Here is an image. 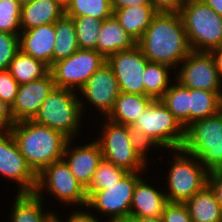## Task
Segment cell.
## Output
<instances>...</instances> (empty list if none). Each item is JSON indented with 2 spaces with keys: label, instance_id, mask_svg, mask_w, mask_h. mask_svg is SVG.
Returning <instances> with one entry per match:
<instances>
[{
  "label": "cell",
  "instance_id": "277c9868",
  "mask_svg": "<svg viewBox=\"0 0 222 222\" xmlns=\"http://www.w3.org/2000/svg\"><path fill=\"white\" fill-rule=\"evenodd\" d=\"M182 149L199 158L208 172L222 169V110L187 126Z\"/></svg>",
  "mask_w": 222,
  "mask_h": 222
},
{
  "label": "cell",
  "instance_id": "30bf717a",
  "mask_svg": "<svg viewBox=\"0 0 222 222\" xmlns=\"http://www.w3.org/2000/svg\"><path fill=\"white\" fill-rule=\"evenodd\" d=\"M140 179L139 172H128L115 185L108 186V189L94 191L88 197L86 207L108 214L110 220L129 219L132 196Z\"/></svg>",
  "mask_w": 222,
  "mask_h": 222
},
{
  "label": "cell",
  "instance_id": "4dcf8cb0",
  "mask_svg": "<svg viewBox=\"0 0 222 222\" xmlns=\"http://www.w3.org/2000/svg\"><path fill=\"white\" fill-rule=\"evenodd\" d=\"M65 15L105 20L113 15L111 0H69L65 5Z\"/></svg>",
  "mask_w": 222,
  "mask_h": 222
},
{
  "label": "cell",
  "instance_id": "ffe728a7",
  "mask_svg": "<svg viewBox=\"0 0 222 222\" xmlns=\"http://www.w3.org/2000/svg\"><path fill=\"white\" fill-rule=\"evenodd\" d=\"M65 14V6L58 0H33L22 5L21 31L55 23Z\"/></svg>",
  "mask_w": 222,
  "mask_h": 222
},
{
  "label": "cell",
  "instance_id": "83f0119b",
  "mask_svg": "<svg viewBox=\"0 0 222 222\" xmlns=\"http://www.w3.org/2000/svg\"><path fill=\"white\" fill-rule=\"evenodd\" d=\"M50 68L42 61L18 50L11 61L8 71L19 85L44 77Z\"/></svg>",
  "mask_w": 222,
  "mask_h": 222
},
{
  "label": "cell",
  "instance_id": "2e32d148",
  "mask_svg": "<svg viewBox=\"0 0 222 222\" xmlns=\"http://www.w3.org/2000/svg\"><path fill=\"white\" fill-rule=\"evenodd\" d=\"M54 87L50 71L40 79L19 85L16 100L11 107L15 123L33 120Z\"/></svg>",
  "mask_w": 222,
  "mask_h": 222
},
{
  "label": "cell",
  "instance_id": "ac0fdd59",
  "mask_svg": "<svg viewBox=\"0 0 222 222\" xmlns=\"http://www.w3.org/2000/svg\"><path fill=\"white\" fill-rule=\"evenodd\" d=\"M20 32L19 50L42 61L50 68L55 45V23Z\"/></svg>",
  "mask_w": 222,
  "mask_h": 222
},
{
  "label": "cell",
  "instance_id": "f6af8a7d",
  "mask_svg": "<svg viewBox=\"0 0 222 222\" xmlns=\"http://www.w3.org/2000/svg\"><path fill=\"white\" fill-rule=\"evenodd\" d=\"M222 17V0H202Z\"/></svg>",
  "mask_w": 222,
  "mask_h": 222
},
{
  "label": "cell",
  "instance_id": "7c38bea8",
  "mask_svg": "<svg viewBox=\"0 0 222 222\" xmlns=\"http://www.w3.org/2000/svg\"><path fill=\"white\" fill-rule=\"evenodd\" d=\"M107 63L113 69L120 92L144 95L143 72L148 59L138 45L110 55Z\"/></svg>",
  "mask_w": 222,
  "mask_h": 222
},
{
  "label": "cell",
  "instance_id": "4316f807",
  "mask_svg": "<svg viewBox=\"0 0 222 222\" xmlns=\"http://www.w3.org/2000/svg\"><path fill=\"white\" fill-rule=\"evenodd\" d=\"M222 110V92L190 89V124Z\"/></svg>",
  "mask_w": 222,
  "mask_h": 222
},
{
  "label": "cell",
  "instance_id": "8fae6325",
  "mask_svg": "<svg viewBox=\"0 0 222 222\" xmlns=\"http://www.w3.org/2000/svg\"><path fill=\"white\" fill-rule=\"evenodd\" d=\"M104 124L102 136L97 140L103 158L128 172H139L146 163L134 151L127 131V125L117 124L109 119Z\"/></svg>",
  "mask_w": 222,
  "mask_h": 222
},
{
  "label": "cell",
  "instance_id": "484cf974",
  "mask_svg": "<svg viewBox=\"0 0 222 222\" xmlns=\"http://www.w3.org/2000/svg\"><path fill=\"white\" fill-rule=\"evenodd\" d=\"M79 49L72 17L63 15L55 22V45L52 64L68 58Z\"/></svg>",
  "mask_w": 222,
  "mask_h": 222
},
{
  "label": "cell",
  "instance_id": "f546056e",
  "mask_svg": "<svg viewBox=\"0 0 222 222\" xmlns=\"http://www.w3.org/2000/svg\"><path fill=\"white\" fill-rule=\"evenodd\" d=\"M171 67L162 63L148 61L143 72L144 95L160 99L169 88Z\"/></svg>",
  "mask_w": 222,
  "mask_h": 222
},
{
  "label": "cell",
  "instance_id": "836d02e7",
  "mask_svg": "<svg viewBox=\"0 0 222 222\" xmlns=\"http://www.w3.org/2000/svg\"><path fill=\"white\" fill-rule=\"evenodd\" d=\"M21 9L16 0H0V32L20 34Z\"/></svg>",
  "mask_w": 222,
  "mask_h": 222
},
{
  "label": "cell",
  "instance_id": "681fc988",
  "mask_svg": "<svg viewBox=\"0 0 222 222\" xmlns=\"http://www.w3.org/2000/svg\"><path fill=\"white\" fill-rule=\"evenodd\" d=\"M58 1L64 6L69 2V0H58Z\"/></svg>",
  "mask_w": 222,
  "mask_h": 222
},
{
  "label": "cell",
  "instance_id": "d4e9b609",
  "mask_svg": "<svg viewBox=\"0 0 222 222\" xmlns=\"http://www.w3.org/2000/svg\"><path fill=\"white\" fill-rule=\"evenodd\" d=\"M113 16L136 41H138L150 25L157 13L154 6H135L124 9H112Z\"/></svg>",
  "mask_w": 222,
  "mask_h": 222
},
{
  "label": "cell",
  "instance_id": "7402d4cb",
  "mask_svg": "<svg viewBox=\"0 0 222 222\" xmlns=\"http://www.w3.org/2000/svg\"><path fill=\"white\" fill-rule=\"evenodd\" d=\"M153 100L148 95L121 92L116 99L113 110L106 119L108 118L117 124L132 125Z\"/></svg>",
  "mask_w": 222,
  "mask_h": 222
},
{
  "label": "cell",
  "instance_id": "52a82bcc",
  "mask_svg": "<svg viewBox=\"0 0 222 222\" xmlns=\"http://www.w3.org/2000/svg\"><path fill=\"white\" fill-rule=\"evenodd\" d=\"M132 125L151 137L162 148L174 151L183 146L185 128L160 99H154Z\"/></svg>",
  "mask_w": 222,
  "mask_h": 222
},
{
  "label": "cell",
  "instance_id": "c3c4849f",
  "mask_svg": "<svg viewBox=\"0 0 222 222\" xmlns=\"http://www.w3.org/2000/svg\"><path fill=\"white\" fill-rule=\"evenodd\" d=\"M109 222H132L130 219L127 220H109Z\"/></svg>",
  "mask_w": 222,
  "mask_h": 222
},
{
  "label": "cell",
  "instance_id": "8d00e7d4",
  "mask_svg": "<svg viewBox=\"0 0 222 222\" xmlns=\"http://www.w3.org/2000/svg\"><path fill=\"white\" fill-rule=\"evenodd\" d=\"M19 83L8 70H0V98L10 107L14 104Z\"/></svg>",
  "mask_w": 222,
  "mask_h": 222
},
{
  "label": "cell",
  "instance_id": "e0dca14e",
  "mask_svg": "<svg viewBox=\"0 0 222 222\" xmlns=\"http://www.w3.org/2000/svg\"><path fill=\"white\" fill-rule=\"evenodd\" d=\"M70 143L71 139L66 144L62 159L66 162L75 178L86 189L90 185L93 174L103 158L100 145L97 141H93L88 145L69 149Z\"/></svg>",
  "mask_w": 222,
  "mask_h": 222
},
{
  "label": "cell",
  "instance_id": "f35d334b",
  "mask_svg": "<svg viewBox=\"0 0 222 222\" xmlns=\"http://www.w3.org/2000/svg\"><path fill=\"white\" fill-rule=\"evenodd\" d=\"M208 185L214 191L217 203L222 212V169L208 172Z\"/></svg>",
  "mask_w": 222,
  "mask_h": 222
},
{
  "label": "cell",
  "instance_id": "4fadbf2b",
  "mask_svg": "<svg viewBox=\"0 0 222 222\" xmlns=\"http://www.w3.org/2000/svg\"><path fill=\"white\" fill-rule=\"evenodd\" d=\"M176 76L182 86L190 89L222 91L215 62L210 52L191 51L182 61Z\"/></svg>",
  "mask_w": 222,
  "mask_h": 222
},
{
  "label": "cell",
  "instance_id": "d590c367",
  "mask_svg": "<svg viewBox=\"0 0 222 222\" xmlns=\"http://www.w3.org/2000/svg\"><path fill=\"white\" fill-rule=\"evenodd\" d=\"M127 131L134 151L146 163V156L148 155L146 152L148 151L147 149L150 148V146H159V144L133 125H127Z\"/></svg>",
  "mask_w": 222,
  "mask_h": 222
},
{
  "label": "cell",
  "instance_id": "b9f144b4",
  "mask_svg": "<svg viewBox=\"0 0 222 222\" xmlns=\"http://www.w3.org/2000/svg\"><path fill=\"white\" fill-rule=\"evenodd\" d=\"M135 6H153L150 0H111L112 9H124Z\"/></svg>",
  "mask_w": 222,
  "mask_h": 222
},
{
  "label": "cell",
  "instance_id": "7a4b0ae2",
  "mask_svg": "<svg viewBox=\"0 0 222 222\" xmlns=\"http://www.w3.org/2000/svg\"><path fill=\"white\" fill-rule=\"evenodd\" d=\"M10 132L26 162L37 175L63 158L69 141L60 131L33 120L15 123Z\"/></svg>",
  "mask_w": 222,
  "mask_h": 222
},
{
  "label": "cell",
  "instance_id": "d6a6232c",
  "mask_svg": "<svg viewBox=\"0 0 222 222\" xmlns=\"http://www.w3.org/2000/svg\"><path fill=\"white\" fill-rule=\"evenodd\" d=\"M79 49H96L100 28L104 20L90 16L72 17Z\"/></svg>",
  "mask_w": 222,
  "mask_h": 222
},
{
  "label": "cell",
  "instance_id": "5bb4252c",
  "mask_svg": "<svg viewBox=\"0 0 222 222\" xmlns=\"http://www.w3.org/2000/svg\"><path fill=\"white\" fill-rule=\"evenodd\" d=\"M0 174L16 181L19 193H34L37 174L26 162L11 134L0 132Z\"/></svg>",
  "mask_w": 222,
  "mask_h": 222
},
{
  "label": "cell",
  "instance_id": "9c48e42d",
  "mask_svg": "<svg viewBox=\"0 0 222 222\" xmlns=\"http://www.w3.org/2000/svg\"><path fill=\"white\" fill-rule=\"evenodd\" d=\"M43 188H48L47 190L54 197H57L58 200L65 202L67 205L68 203L87 205L88 196L86 189L75 178L63 159L45 167L37 175V186L34 193L41 195Z\"/></svg>",
  "mask_w": 222,
  "mask_h": 222
},
{
  "label": "cell",
  "instance_id": "bcb514c9",
  "mask_svg": "<svg viewBox=\"0 0 222 222\" xmlns=\"http://www.w3.org/2000/svg\"><path fill=\"white\" fill-rule=\"evenodd\" d=\"M132 222H163L161 216L158 217H148V218H136L130 219Z\"/></svg>",
  "mask_w": 222,
  "mask_h": 222
},
{
  "label": "cell",
  "instance_id": "74e56055",
  "mask_svg": "<svg viewBox=\"0 0 222 222\" xmlns=\"http://www.w3.org/2000/svg\"><path fill=\"white\" fill-rule=\"evenodd\" d=\"M161 217L163 222H192L185 203L168 202Z\"/></svg>",
  "mask_w": 222,
  "mask_h": 222
},
{
  "label": "cell",
  "instance_id": "5b68a950",
  "mask_svg": "<svg viewBox=\"0 0 222 222\" xmlns=\"http://www.w3.org/2000/svg\"><path fill=\"white\" fill-rule=\"evenodd\" d=\"M76 95L74 90L55 86L33 121L60 131L72 140L78 133L81 113L84 111L83 102Z\"/></svg>",
  "mask_w": 222,
  "mask_h": 222
},
{
  "label": "cell",
  "instance_id": "44dd1931",
  "mask_svg": "<svg viewBox=\"0 0 222 222\" xmlns=\"http://www.w3.org/2000/svg\"><path fill=\"white\" fill-rule=\"evenodd\" d=\"M137 41L120 26L116 18L112 15L103 21L96 51L106 59L119 51L133 48Z\"/></svg>",
  "mask_w": 222,
  "mask_h": 222
},
{
  "label": "cell",
  "instance_id": "8992f818",
  "mask_svg": "<svg viewBox=\"0 0 222 222\" xmlns=\"http://www.w3.org/2000/svg\"><path fill=\"white\" fill-rule=\"evenodd\" d=\"M175 151L177 155L168 176L169 193L165 196L168 202L185 203L208 184V171L196 156H191L182 148Z\"/></svg>",
  "mask_w": 222,
  "mask_h": 222
},
{
  "label": "cell",
  "instance_id": "7bdbcfd3",
  "mask_svg": "<svg viewBox=\"0 0 222 222\" xmlns=\"http://www.w3.org/2000/svg\"><path fill=\"white\" fill-rule=\"evenodd\" d=\"M56 222H61L57 217H56ZM65 222H100L94 215L87 213L86 211H75L70 215L69 219Z\"/></svg>",
  "mask_w": 222,
  "mask_h": 222
},
{
  "label": "cell",
  "instance_id": "7dc6e473",
  "mask_svg": "<svg viewBox=\"0 0 222 222\" xmlns=\"http://www.w3.org/2000/svg\"><path fill=\"white\" fill-rule=\"evenodd\" d=\"M21 6L32 2L33 0H16Z\"/></svg>",
  "mask_w": 222,
  "mask_h": 222
},
{
  "label": "cell",
  "instance_id": "1f68e13d",
  "mask_svg": "<svg viewBox=\"0 0 222 222\" xmlns=\"http://www.w3.org/2000/svg\"><path fill=\"white\" fill-rule=\"evenodd\" d=\"M127 173V170L102 158L93 174L90 185L86 188L87 196L89 197L96 190L108 189V186L115 185Z\"/></svg>",
  "mask_w": 222,
  "mask_h": 222
},
{
  "label": "cell",
  "instance_id": "e575fe53",
  "mask_svg": "<svg viewBox=\"0 0 222 222\" xmlns=\"http://www.w3.org/2000/svg\"><path fill=\"white\" fill-rule=\"evenodd\" d=\"M19 50V34L0 32V70H8Z\"/></svg>",
  "mask_w": 222,
  "mask_h": 222
},
{
  "label": "cell",
  "instance_id": "6da1fadb",
  "mask_svg": "<svg viewBox=\"0 0 222 222\" xmlns=\"http://www.w3.org/2000/svg\"><path fill=\"white\" fill-rule=\"evenodd\" d=\"M137 45L148 61L171 68L191 52L182 18L176 12H157Z\"/></svg>",
  "mask_w": 222,
  "mask_h": 222
},
{
  "label": "cell",
  "instance_id": "ba28073f",
  "mask_svg": "<svg viewBox=\"0 0 222 222\" xmlns=\"http://www.w3.org/2000/svg\"><path fill=\"white\" fill-rule=\"evenodd\" d=\"M107 59L96 50L78 49L68 58L52 64L50 73L56 87L81 89L88 79L104 64Z\"/></svg>",
  "mask_w": 222,
  "mask_h": 222
},
{
  "label": "cell",
  "instance_id": "ee69618b",
  "mask_svg": "<svg viewBox=\"0 0 222 222\" xmlns=\"http://www.w3.org/2000/svg\"><path fill=\"white\" fill-rule=\"evenodd\" d=\"M213 56L218 77L222 81V46L210 51Z\"/></svg>",
  "mask_w": 222,
  "mask_h": 222
},
{
  "label": "cell",
  "instance_id": "3957f363",
  "mask_svg": "<svg viewBox=\"0 0 222 222\" xmlns=\"http://www.w3.org/2000/svg\"><path fill=\"white\" fill-rule=\"evenodd\" d=\"M191 51L222 46V17L202 0H186L179 12Z\"/></svg>",
  "mask_w": 222,
  "mask_h": 222
},
{
  "label": "cell",
  "instance_id": "603a6c76",
  "mask_svg": "<svg viewBox=\"0 0 222 222\" xmlns=\"http://www.w3.org/2000/svg\"><path fill=\"white\" fill-rule=\"evenodd\" d=\"M42 195L18 193L11 214V222H56V214L42 211Z\"/></svg>",
  "mask_w": 222,
  "mask_h": 222
},
{
  "label": "cell",
  "instance_id": "cb8c5ba5",
  "mask_svg": "<svg viewBox=\"0 0 222 222\" xmlns=\"http://www.w3.org/2000/svg\"><path fill=\"white\" fill-rule=\"evenodd\" d=\"M192 222H222V212L214 191L207 184L185 202Z\"/></svg>",
  "mask_w": 222,
  "mask_h": 222
},
{
  "label": "cell",
  "instance_id": "9a60e30c",
  "mask_svg": "<svg viewBox=\"0 0 222 222\" xmlns=\"http://www.w3.org/2000/svg\"><path fill=\"white\" fill-rule=\"evenodd\" d=\"M106 118L121 93L112 67L104 63L79 90Z\"/></svg>",
  "mask_w": 222,
  "mask_h": 222
},
{
  "label": "cell",
  "instance_id": "60d3db41",
  "mask_svg": "<svg viewBox=\"0 0 222 222\" xmlns=\"http://www.w3.org/2000/svg\"><path fill=\"white\" fill-rule=\"evenodd\" d=\"M15 125L11 107L0 98V132H8Z\"/></svg>",
  "mask_w": 222,
  "mask_h": 222
},
{
  "label": "cell",
  "instance_id": "d6986e66",
  "mask_svg": "<svg viewBox=\"0 0 222 222\" xmlns=\"http://www.w3.org/2000/svg\"><path fill=\"white\" fill-rule=\"evenodd\" d=\"M144 180L141 177L134 189L129 219L162 216L164 207L168 203L163 191H158Z\"/></svg>",
  "mask_w": 222,
  "mask_h": 222
},
{
  "label": "cell",
  "instance_id": "ab89813d",
  "mask_svg": "<svg viewBox=\"0 0 222 222\" xmlns=\"http://www.w3.org/2000/svg\"><path fill=\"white\" fill-rule=\"evenodd\" d=\"M186 0H150L157 12L179 13Z\"/></svg>",
  "mask_w": 222,
  "mask_h": 222
},
{
  "label": "cell",
  "instance_id": "f1b7e54d",
  "mask_svg": "<svg viewBox=\"0 0 222 222\" xmlns=\"http://www.w3.org/2000/svg\"><path fill=\"white\" fill-rule=\"evenodd\" d=\"M175 84L169 86L160 100L186 128L190 125V88L182 86L178 81Z\"/></svg>",
  "mask_w": 222,
  "mask_h": 222
}]
</instances>
